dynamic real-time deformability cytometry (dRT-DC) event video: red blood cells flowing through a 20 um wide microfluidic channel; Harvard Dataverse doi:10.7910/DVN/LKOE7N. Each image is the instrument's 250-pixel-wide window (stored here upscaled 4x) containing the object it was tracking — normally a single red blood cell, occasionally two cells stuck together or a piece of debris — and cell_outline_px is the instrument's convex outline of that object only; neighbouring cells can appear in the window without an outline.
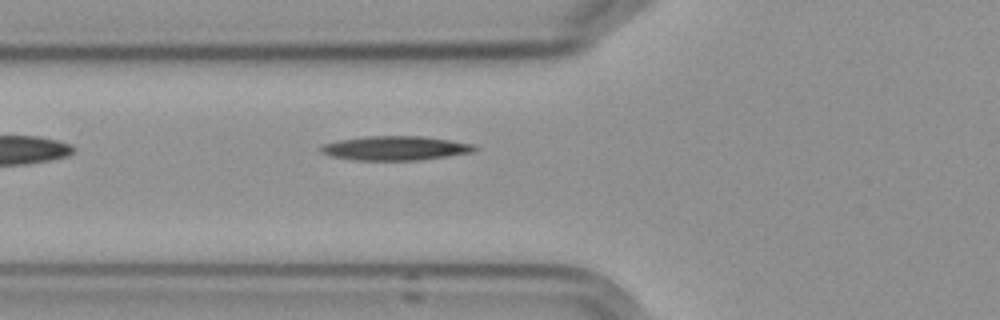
{"species": "Egyptian fruit bat (a non-hibernating species)", "species_latin": "Rousettus aegyptiacus", "temperature_condition": "cold", "stored_images_in_passage": 5, "camera_frame_rate_fps": 3000, "um_per_image_px": 0.085, "frame": {"image": 1, "passage_image": 5, "time_ms": 5.0, "image_size_px": [1000, 320], "cell_outline_px": [[480, 148], [476, 152], [420, 160], [356, 160], [332, 156], [320, 152], [320, 144], [336, 140], [364, 136], [424, 136], [476, 144]], "centroid_in_image_um": [33.64, 12.58], "position_along_channel_um": 92.2, "area_um2": 22.08}}